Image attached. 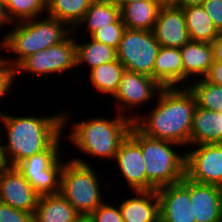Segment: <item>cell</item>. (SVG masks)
<instances>
[{
  "label": "cell",
  "instance_id": "cell-25",
  "mask_svg": "<svg viewBox=\"0 0 222 222\" xmlns=\"http://www.w3.org/2000/svg\"><path fill=\"white\" fill-rule=\"evenodd\" d=\"M124 65L118 60L110 61L99 65L98 67L91 69L87 74V77L93 86L92 88L95 89L100 96L105 95L106 98H112L119 87L120 79L125 71Z\"/></svg>",
  "mask_w": 222,
  "mask_h": 222
},
{
  "label": "cell",
  "instance_id": "cell-12",
  "mask_svg": "<svg viewBox=\"0 0 222 222\" xmlns=\"http://www.w3.org/2000/svg\"><path fill=\"white\" fill-rule=\"evenodd\" d=\"M40 196L14 166L0 171V202L14 209L34 213Z\"/></svg>",
  "mask_w": 222,
  "mask_h": 222
},
{
  "label": "cell",
  "instance_id": "cell-3",
  "mask_svg": "<svg viewBox=\"0 0 222 222\" xmlns=\"http://www.w3.org/2000/svg\"><path fill=\"white\" fill-rule=\"evenodd\" d=\"M73 114L74 112L70 113L69 109L63 110V131L68 134H64L65 145L70 141V144L79 152L81 151L82 155L85 153L93 157V160L96 158L112 162L121 143L129 135L133 121L115 112L112 118L93 115L91 118L85 117L77 122L73 121L75 118ZM65 129L70 130L69 133Z\"/></svg>",
  "mask_w": 222,
  "mask_h": 222
},
{
  "label": "cell",
  "instance_id": "cell-7",
  "mask_svg": "<svg viewBox=\"0 0 222 222\" xmlns=\"http://www.w3.org/2000/svg\"><path fill=\"white\" fill-rule=\"evenodd\" d=\"M64 132L45 150L19 162L15 167L39 196L60 192V176L65 159L61 152ZM63 160V161H62Z\"/></svg>",
  "mask_w": 222,
  "mask_h": 222
},
{
  "label": "cell",
  "instance_id": "cell-4",
  "mask_svg": "<svg viewBox=\"0 0 222 222\" xmlns=\"http://www.w3.org/2000/svg\"><path fill=\"white\" fill-rule=\"evenodd\" d=\"M72 32L66 23L47 15L12 23L0 37V52L11 53L13 57L5 58L16 67L27 56L64 41Z\"/></svg>",
  "mask_w": 222,
  "mask_h": 222
},
{
  "label": "cell",
  "instance_id": "cell-8",
  "mask_svg": "<svg viewBox=\"0 0 222 222\" xmlns=\"http://www.w3.org/2000/svg\"><path fill=\"white\" fill-rule=\"evenodd\" d=\"M75 37L77 35L72 32L64 41L24 58L16 66V80L18 81V76L21 73H27V75L29 73L38 78L39 76L40 78L43 76L48 78V76L54 75L60 77L69 74V72L72 75L76 68Z\"/></svg>",
  "mask_w": 222,
  "mask_h": 222
},
{
  "label": "cell",
  "instance_id": "cell-14",
  "mask_svg": "<svg viewBox=\"0 0 222 222\" xmlns=\"http://www.w3.org/2000/svg\"><path fill=\"white\" fill-rule=\"evenodd\" d=\"M120 178L131 191H146V166L140 146L128 135L121 143L114 160Z\"/></svg>",
  "mask_w": 222,
  "mask_h": 222
},
{
  "label": "cell",
  "instance_id": "cell-17",
  "mask_svg": "<svg viewBox=\"0 0 222 222\" xmlns=\"http://www.w3.org/2000/svg\"><path fill=\"white\" fill-rule=\"evenodd\" d=\"M118 204L124 222H160L156 190L131 191ZM131 195V196H130Z\"/></svg>",
  "mask_w": 222,
  "mask_h": 222
},
{
  "label": "cell",
  "instance_id": "cell-9",
  "mask_svg": "<svg viewBox=\"0 0 222 222\" xmlns=\"http://www.w3.org/2000/svg\"><path fill=\"white\" fill-rule=\"evenodd\" d=\"M162 88L163 87L151 76L125 70L120 79L118 90L112 97L115 103L112 104L115 106V110L113 111L134 122L141 114L140 111L136 110L142 111L144 109L143 107L147 105L151 107V105L155 103L154 101H156ZM151 102L152 104H150ZM141 107L142 109H140Z\"/></svg>",
  "mask_w": 222,
  "mask_h": 222
},
{
  "label": "cell",
  "instance_id": "cell-38",
  "mask_svg": "<svg viewBox=\"0 0 222 222\" xmlns=\"http://www.w3.org/2000/svg\"><path fill=\"white\" fill-rule=\"evenodd\" d=\"M160 8L181 7L182 0H153Z\"/></svg>",
  "mask_w": 222,
  "mask_h": 222
},
{
  "label": "cell",
  "instance_id": "cell-23",
  "mask_svg": "<svg viewBox=\"0 0 222 222\" xmlns=\"http://www.w3.org/2000/svg\"><path fill=\"white\" fill-rule=\"evenodd\" d=\"M78 40L79 38H75L76 69L79 68L83 71V67L86 66V72H89L99 65L117 59V49L111 46L95 41L91 37L84 39V42Z\"/></svg>",
  "mask_w": 222,
  "mask_h": 222
},
{
  "label": "cell",
  "instance_id": "cell-26",
  "mask_svg": "<svg viewBox=\"0 0 222 222\" xmlns=\"http://www.w3.org/2000/svg\"><path fill=\"white\" fill-rule=\"evenodd\" d=\"M181 8L185 16L190 41L212 43L220 34L202 5Z\"/></svg>",
  "mask_w": 222,
  "mask_h": 222
},
{
  "label": "cell",
  "instance_id": "cell-31",
  "mask_svg": "<svg viewBox=\"0 0 222 222\" xmlns=\"http://www.w3.org/2000/svg\"><path fill=\"white\" fill-rule=\"evenodd\" d=\"M4 54L1 56L0 54V105L2 106L1 102L4 103V99L9 97L8 94H11V88H14L15 82L17 83L16 79V67L8 61ZM8 95V96H6ZM3 100V101H2ZM2 109H0V113Z\"/></svg>",
  "mask_w": 222,
  "mask_h": 222
},
{
  "label": "cell",
  "instance_id": "cell-42",
  "mask_svg": "<svg viewBox=\"0 0 222 222\" xmlns=\"http://www.w3.org/2000/svg\"><path fill=\"white\" fill-rule=\"evenodd\" d=\"M5 166L3 159H2V153H1V149H0V171L2 170V168Z\"/></svg>",
  "mask_w": 222,
  "mask_h": 222
},
{
  "label": "cell",
  "instance_id": "cell-19",
  "mask_svg": "<svg viewBox=\"0 0 222 222\" xmlns=\"http://www.w3.org/2000/svg\"><path fill=\"white\" fill-rule=\"evenodd\" d=\"M153 79L162 87H184L180 48L160 46L154 62Z\"/></svg>",
  "mask_w": 222,
  "mask_h": 222
},
{
  "label": "cell",
  "instance_id": "cell-21",
  "mask_svg": "<svg viewBox=\"0 0 222 222\" xmlns=\"http://www.w3.org/2000/svg\"><path fill=\"white\" fill-rule=\"evenodd\" d=\"M81 216L60 194L40 196L34 212V222H73Z\"/></svg>",
  "mask_w": 222,
  "mask_h": 222
},
{
  "label": "cell",
  "instance_id": "cell-29",
  "mask_svg": "<svg viewBox=\"0 0 222 222\" xmlns=\"http://www.w3.org/2000/svg\"><path fill=\"white\" fill-rule=\"evenodd\" d=\"M3 2L12 23L46 15V0H3Z\"/></svg>",
  "mask_w": 222,
  "mask_h": 222
},
{
  "label": "cell",
  "instance_id": "cell-15",
  "mask_svg": "<svg viewBox=\"0 0 222 222\" xmlns=\"http://www.w3.org/2000/svg\"><path fill=\"white\" fill-rule=\"evenodd\" d=\"M189 197L196 222H222V187L189 179Z\"/></svg>",
  "mask_w": 222,
  "mask_h": 222
},
{
  "label": "cell",
  "instance_id": "cell-32",
  "mask_svg": "<svg viewBox=\"0 0 222 222\" xmlns=\"http://www.w3.org/2000/svg\"><path fill=\"white\" fill-rule=\"evenodd\" d=\"M104 201L89 216L92 222H124L118 204Z\"/></svg>",
  "mask_w": 222,
  "mask_h": 222
},
{
  "label": "cell",
  "instance_id": "cell-5",
  "mask_svg": "<svg viewBox=\"0 0 222 222\" xmlns=\"http://www.w3.org/2000/svg\"><path fill=\"white\" fill-rule=\"evenodd\" d=\"M129 136L142 150L146 166V191L181 182L185 177L186 163V152L182 150V146L148 137L134 125L130 129Z\"/></svg>",
  "mask_w": 222,
  "mask_h": 222
},
{
  "label": "cell",
  "instance_id": "cell-13",
  "mask_svg": "<svg viewBox=\"0 0 222 222\" xmlns=\"http://www.w3.org/2000/svg\"><path fill=\"white\" fill-rule=\"evenodd\" d=\"M160 222H196L189 197V179L156 190Z\"/></svg>",
  "mask_w": 222,
  "mask_h": 222
},
{
  "label": "cell",
  "instance_id": "cell-2",
  "mask_svg": "<svg viewBox=\"0 0 222 222\" xmlns=\"http://www.w3.org/2000/svg\"><path fill=\"white\" fill-rule=\"evenodd\" d=\"M152 106L140 114L133 125L148 137L174 142L187 149L197 106L188 87H163Z\"/></svg>",
  "mask_w": 222,
  "mask_h": 222
},
{
  "label": "cell",
  "instance_id": "cell-22",
  "mask_svg": "<svg viewBox=\"0 0 222 222\" xmlns=\"http://www.w3.org/2000/svg\"><path fill=\"white\" fill-rule=\"evenodd\" d=\"M120 17V9L110 0H94L89 9L84 14L82 20L73 29V33L77 34L79 30H85V34L89 37L102 26H110ZM79 29V30H78ZM87 34V35H86Z\"/></svg>",
  "mask_w": 222,
  "mask_h": 222
},
{
  "label": "cell",
  "instance_id": "cell-30",
  "mask_svg": "<svg viewBox=\"0 0 222 222\" xmlns=\"http://www.w3.org/2000/svg\"><path fill=\"white\" fill-rule=\"evenodd\" d=\"M125 29L120 16L114 23H110V26H102L97 29L90 37L95 41L118 49Z\"/></svg>",
  "mask_w": 222,
  "mask_h": 222
},
{
  "label": "cell",
  "instance_id": "cell-24",
  "mask_svg": "<svg viewBox=\"0 0 222 222\" xmlns=\"http://www.w3.org/2000/svg\"><path fill=\"white\" fill-rule=\"evenodd\" d=\"M160 7L153 1H135L120 9V16L128 29L152 31Z\"/></svg>",
  "mask_w": 222,
  "mask_h": 222
},
{
  "label": "cell",
  "instance_id": "cell-36",
  "mask_svg": "<svg viewBox=\"0 0 222 222\" xmlns=\"http://www.w3.org/2000/svg\"><path fill=\"white\" fill-rule=\"evenodd\" d=\"M213 48V61L222 63V33H220L211 43Z\"/></svg>",
  "mask_w": 222,
  "mask_h": 222
},
{
  "label": "cell",
  "instance_id": "cell-6",
  "mask_svg": "<svg viewBox=\"0 0 222 222\" xmlns=\"http://www.w3.org/2000/svg\"><path fill=\"white\" fill-rule=\"evenodd\" d=\"M73 153L76 156L68 158L62 167L59 193L80 215L89 216L105 201L103 198L107 197L104 193L111 191L114 184L107 182L109 180L104 183L101 181L102 176L98 175L97 169L94 168L93 163H90L91 159L87 161L86 158H82V155L80 157Z\"/></svg>",
  "mask_w": 222,
  "mask_h": 222
},
{
  "label": "cell",
  "instance_id": "cell-10",
  "mask_svg": "<svg viewBox=\"0 0 222 222\" xmlns=\"http://www.w3.org/2000/svg\"><path fill=\"white\" fill-rule=\"evenodd\" d=\"M159 48L160 44L152 31L126 28L117 49V59L126 70L153 78Z\"/></svg>",
  "mask_w": 222,
  "mask_h": 222
},
{
  "label": "cell",
  "instance_id": "cell-40",
  "mask_svg": "<svg viewBox=\"0 0 222 222\" xmlns=\"http://www.w3.org/2000/svg\"><path fill=\"white\" fill-rule=\"evenodd\" d=\"M113 2L119 9H121L123 6L135 2V1H148V0H110Z\"/></svg>",
  "mask_w": 222,
  "mask_h": 222
},
{
  "label": "cell",
  "instance_id": "cell-11",
  "mask_svg": "<svg viewBox=\"0 0 222 222\" xmlns=\"http://www.w3.org/2000/svg\"><path fill=\"white\" fill-rule=\"evenodd\" d=\"M189 147L185 150V176L197 183L222 187V143Z\"/></svg>",
  "mask_w": 222,
  "mask_h": 222
},
{
  "label": "cell",
  "instance_id": "cell-16",
  "mask_svg": "<svg viewBox=\"0 0 222 222\" xmlns=\"http://www.w3.org/2000/svg\"><path fill=\"white\" fill-rule=\"evenodd\" d=\"M152 32L163 47L181 48L190 41L181 7L161 8Z\"/></svg>",
  "mask_w": 222,
  "mask_h": 222
},
{
  "label": "cell",
  "instance_id": "cell-35",
  "mask_svg": "<svg viewBox=\"0 0 222 222\" xmlns=\"http://www.w3.org/2000/svg\"><path fill=\"white\" fill-rule=\"evenodd\" d=\"M204 78L210 83L222 86V63L213 61L208 74Z\"/></svg>",
  "mask_w": 222,
  "mask_h": 222
},
{
  "label": "cell",
  "instance_id": "cell-39",
  "mask_svg": "<svg viewBox=\"0 0 222 222\" xmlns=\"http://www.w3.org/2000/svg\"><path fill=\"white\" fill-rule=\"evenodd\" d=\"M205 0H182L181 7L201 6Z\"/></svg>",
  "mask_w": 222,
  "mask_h": 222
},
{
  "label": "cell",
  "instance_id": "cell-34",
  "mask_svg": "<svg viewBox=\"0 0 222 222\" xmlns=\"http://www.w3.org/2000/svg\"><path fill=\"white\" fill-rule=\"evenodd\" d=\"M202 6L211 18L214 27L222 33V0H205Z\"/></svg>",
  "mask_w": 222,
  "mask_h": 222
},
{
  "label": "cell",
  "instance_id": "cell-33",
  "mask_svg": "<svg viewBox=\"0 0 222 222\" xmlns=\"http://www.w3.org/2000/svg\"><path fill=\"white\" fill-rule=\"evenodd\" d=\"M0 222H34V213L14 209L0 202Z\"/></svg>",
  "mask_w": 222,
  "mask_h": 222
},
{
  "label": "cell",
  "instance_id": "cell-18",
  "mask_svg": "<svg viewBox=\"0 0 222 222\" xmlns=\"http://www.w3.org/2000/svg\"><path fill=\"white\" fill-rule=\"evenodd\" d=\"M184 68V87L192 80L204 78L213 64L211 43L189 41L180 48ZM187 82V83H186Z\"/></svg>",
  "mask_w": 222,
  "mask_h": 222
},
{
  "label": "cell",
  "instance_id": "cell-28",
  "mask_svg": "<svg viewBox=\"0 0 222 222\" xmlns=\"http://www.w3.org/2000/svg\"><path fill=\"white\" fill-rule=\"evenodd\" d=\"M187 87L194 95L198 107L222 112V86L200 78L191 81Z\"/></svg>",
  "mask_w": 222,
  "mask_h": 222
},
{
  "label": "cell",
  "instance_id": "cell-41",
  "mask_svg": "<svg viewBox=\"0 0 222 222\" xmlns=\"http://www.w3.org/2000/svg\"><path fill=\"white\" fill-rule=\"evenodd\" d=\"M73 222H92L90 216H79L75 221Z\"/></svg>",
  "mask_w": 222,
  "mask_h": 222
},
{
  "label": "cell",
  "instance_id": "cell-20",
  "mask_svg": "<svg viewBox=\"0 0 222 222\" xmlns=\"http://www.w3.org/2000/svg\"><path fill=\"white\" fill-rule=\"evenodd\" d=\"M222 143V112L196 106L190 135V146Z\"/></svg>",
  "mask_w": 222,
  "mask_h": 222
},
{
  "label": "cell",
  "instance_id": "cell-27",
  "mask_svg": "<svg viewBox=\"0 0 222 222\" xmlns=\"http://www.w3.org/2000/svg\"><path fill=\"white\" fill-rule=\"evenodd\" d=\"M94 0H47L46 15L66 23L72 30Z\"/></svg>",
  "mask_w": 222,
  "mask_h": 222
},
{
  "label": "cell",
  "instance_id": "cell-37",
  "mask_svg": "<svg viewBox=\"0 0 222 222\" xmlns=\"http://www.w3.org/2000/svg\"><path fill=\"white\" fill-rule=\"evenodd\" d=\"M7 25L10 28L12 26V22L7 16L5 3L3 2V0H0V31L2 27H6Z\"/></svg>",
  "mask_w": 222,
  "mask_h": 222
},
{
  "label": "cell",
  "instance_id": "cell-1",
  "mask_svg": "<svg viewBox=\"0 0 222 222\" xmlns=\"http://www.w3.org/2000/svg\"><path fill=\"white\" fill-rule=\"evenodd\" d=\"M59 111L48 116L35 113L24 116L23 112L20 116L2 111L0 149L4 164L15 167L28 157L45 151L64 132L63 110Z\"/></svg>",
  "mask_w": 222,
  "mask_h": 222
}]
</instances>
